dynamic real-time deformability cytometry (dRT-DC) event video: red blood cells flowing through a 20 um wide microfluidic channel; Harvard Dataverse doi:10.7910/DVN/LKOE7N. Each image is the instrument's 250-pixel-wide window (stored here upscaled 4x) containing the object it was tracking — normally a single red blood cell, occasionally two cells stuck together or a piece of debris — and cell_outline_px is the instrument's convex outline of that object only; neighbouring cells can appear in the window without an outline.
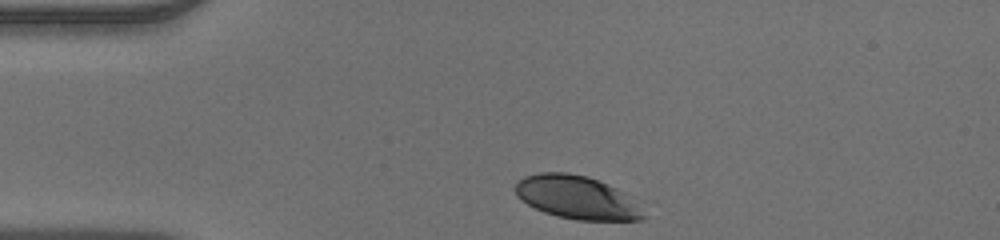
{"species": "human", "species_latin": "Homo sapiens", "temperature_condition": "warm", "stored_images_in_passage": 32, "camera_frame_rate_fps": 3000, "um_per_image_px": 0.085, "donor": {"sex": "male"}, "frame": {"image": 1, "passage_image": 1, "time_ms": 0.0, "image_size_px": [1000, 240], "cell_outline_px": [[648, 216], [644, 220], [576, 220], [556, 216], [544, 212], [520, 200], [516, 196], [512, 188], [524, 176], [540, 172], [568, 172], [588, 176], [608, 184], [624, 192]], "centroid_in_image_um": [49.0, 16.78], "position_along_channel_um": 36.0, "area_um2": 32.48}}
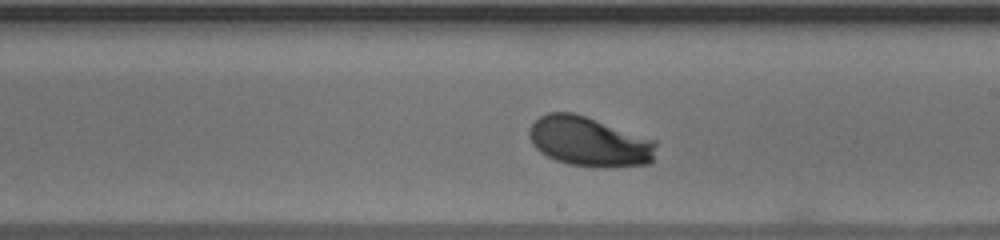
{"frame": {"image": 2, "passage_image": 19, "time_ms": 6.0, "image_size_px": [1000, 240], "cell_outline_px": [[656, 144], [652, 164], [612, 168], [600, 168], [568, 164], [556, 160], [540, 152], [532, 144], [528, 136], [528, 128], [540, 116], [548, 112], [572, 112], [656, 140]], "centroid_in_image_um": [50.09, 12.06], "position_along_channel_um": 238.9, "area_um2": 36.99}}
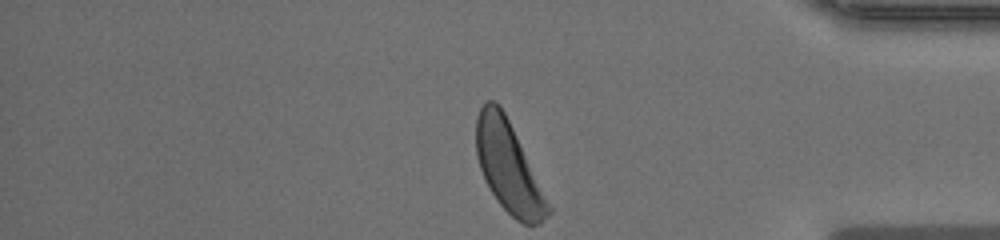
{"frame": {"image": 3, "passage_image": 32, "time_ms": 10.333, "image_size_px": [1000, 240], "cell_outline_px": [[552, 212], [540, 224], [524, 224], [516, 220], [496, 200], [484, 180], [476, 156], [476, 116], [484, 100], [492, 100], [504, 112], [552, 208]], "centroid_in_image_um": [43.2, 14.23], "position_along_channel_um": 392.0, "area_um2": 37.45}}